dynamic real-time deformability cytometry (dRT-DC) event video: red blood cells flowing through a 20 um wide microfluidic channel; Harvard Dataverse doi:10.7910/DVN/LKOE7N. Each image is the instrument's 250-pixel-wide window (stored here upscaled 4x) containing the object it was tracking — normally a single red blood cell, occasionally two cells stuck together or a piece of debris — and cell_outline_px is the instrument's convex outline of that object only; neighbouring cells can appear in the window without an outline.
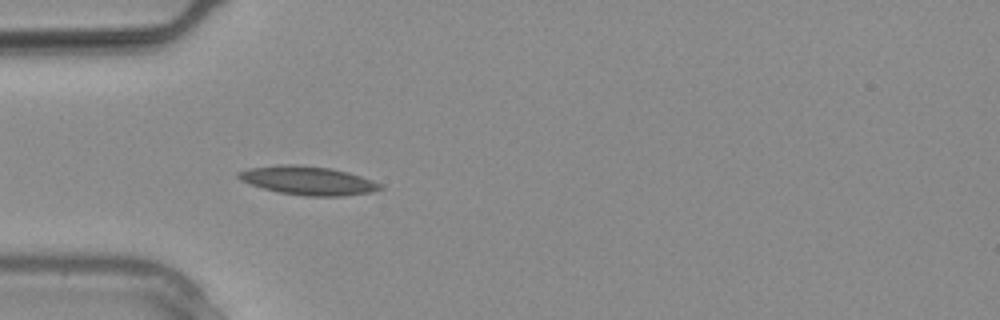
{"species": "common noctule bat (a hibernating species)", "species_latin": "Nyctalus noctula", "temperature_condition": "warm", "stored_images_in_passage": 9, "camera_frame_rate_fps": 3000, "um_per_image_px": 0.085, "animal": {"sex": "male", "body_mass_g": 20.4}, "frame": {"image": 1, "passage_image": 9, "time_ms": 2.667, "image_size_px": [1000, 320], "cell_outline_px": [[384, 188], [372, 192], [344, 196], [304, 196], [280, 192], [264, 188], [240, 180], [236, 176], [236, 172], [248, 168], [276, 164], [296, 164], [328, 168], [348, 172], [372, 180], [380, 184]], "centroid_in_image_um": [26.15, 15.34], "position_along_channel_um": 58.8, "area_um2": 23.64}}